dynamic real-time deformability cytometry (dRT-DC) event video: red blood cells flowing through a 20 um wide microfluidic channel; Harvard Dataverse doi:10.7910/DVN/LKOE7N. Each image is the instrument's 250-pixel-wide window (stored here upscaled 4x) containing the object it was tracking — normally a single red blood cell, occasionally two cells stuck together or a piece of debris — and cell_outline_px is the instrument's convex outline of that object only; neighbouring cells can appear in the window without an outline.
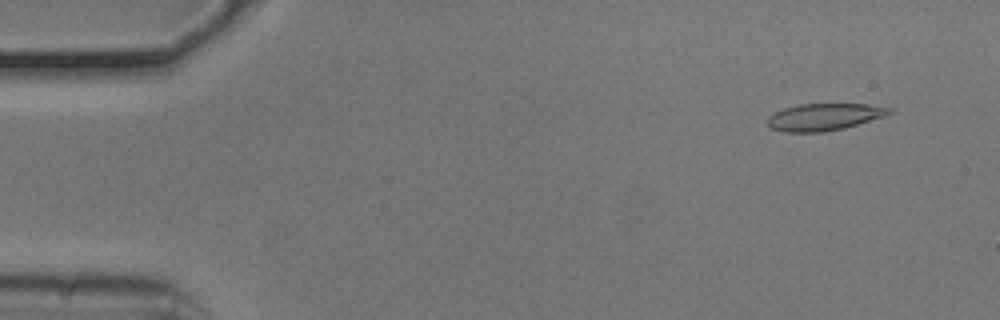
{"species": "common noctule bat (a hibernating species)", "species_latin": "Nyctalus noctula", "temperature_condition": "cold", "stored_images_in_passage": 53, "camera_frame_rate_fps": 3000, "um_per_image_px": 0.085, "animal": {"sex": "male", "body_mass_g": 20.5, "forearm_length_mm": 52.5}, "frame": {"image": 1, "passage_image": 4, "time_ms": 1.0, "image_size_px": [1000, 320], "cell_outline_px": [[896, 112], [884, 116], [844, 128], [824, 132], [784, 132], [772, 128], [768, 124], [768, 116], [784, 108], [796, 104], [868, 104], [896, 108]], "centroid_in_image_um": [70.11, 9.93], "position_along_channel_um": 14.9, "area_um2": 19.31}}
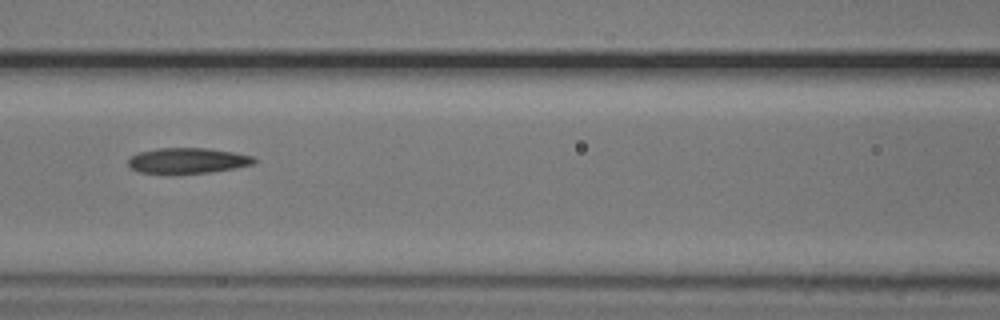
{"frame": {"image": 2, "passage_image": 23, "time_ms": 7.333, "image_size_px": [1000, 320], "cell_outline_px": [[260, 160], [256, 164], [236, 168], [212, 172], [172, 176], [168, 176], [136, 172], [128, 164], [128, 160], [132, 156], [140, 152], [160, 148], [208, 148], [236, 152], [252, 156]], "centroid_in_image_um": [15.98, 13.7], "position_along_channel_um": 150.6, "area_um2": 19.71}}
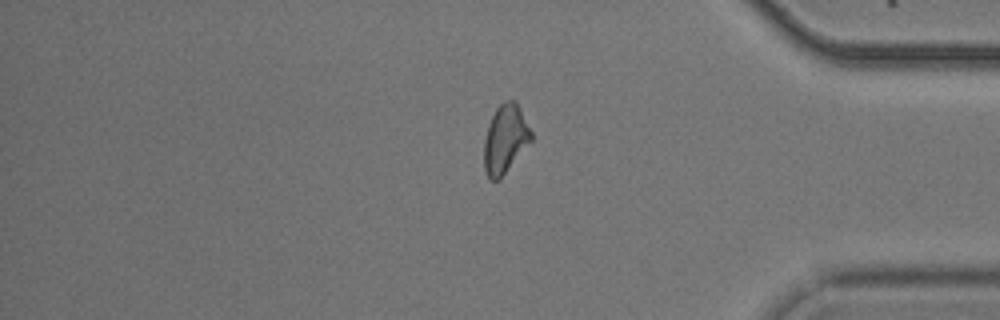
{"frame": {"image": 3, "passage_image": 44, "time_ms": 14.333, "image_size_px": [1000, 320], "cell_outline_px": [[532, 140], [500, 180], [492, 180], [488, 176], [484, 168], [484, 140], [488, 124], [496, 108], [500, 104], [508, 100], [516, 100], [532, 132]], "centroid_in_image_um": [42.95, 11.82], "position_along_channel_um": 392.3, "area_um2": 18.84}, "authors_computed_cell_mechanics": {"area_um2": 19.2474, "velocity_mm_per_s": 3.7955, "shape_relaxation_time_tau1_ms": 8.4542, "shape_relaxation_time_tau2_ms": 6.046, "deformation_change_tau1": 0.1324, "deformation_change_tau2": 0.1449}}